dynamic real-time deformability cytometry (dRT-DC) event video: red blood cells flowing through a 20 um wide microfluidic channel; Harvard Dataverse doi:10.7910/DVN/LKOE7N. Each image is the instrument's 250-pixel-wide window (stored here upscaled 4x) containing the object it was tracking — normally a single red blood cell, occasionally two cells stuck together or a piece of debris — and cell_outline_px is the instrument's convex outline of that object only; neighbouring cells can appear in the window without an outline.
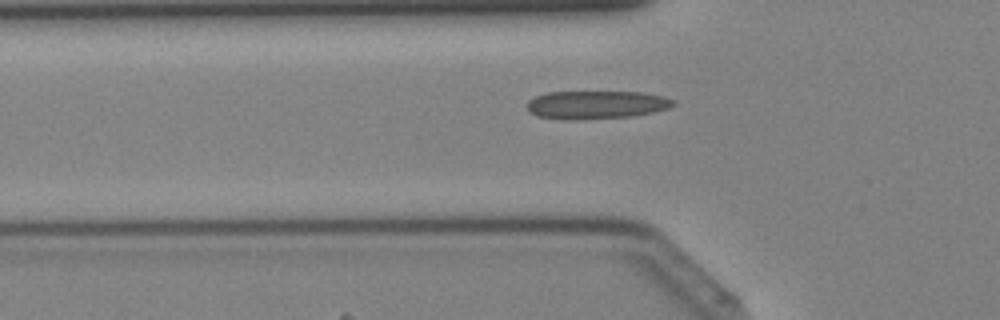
{"species": "Egyptian fruit bat (a non-hibernating species)", "species_latin": "Rousettus aegyptiacus", "temperature_condition": "cold", "stored_images_in_passage": 36, "camera_frame_rate_fps": 3000, "um_per_image_px": 0.085, "animal": {"sex": "female"}, "frame": {"image": 1, "passage_image": 8, "time_ms": 2.333, "image_size_px": [1000, 320], "cell_outline_px": [[676, 104], [668, 108], [652, 112], [632, 116], [576, 120], [564, 120], [536, 116], [528, 112], [528, 100], [536, 96], [548, 92], [644, 92], [664, 96], [676, 100]], "centroid_in_image_um": [50.68, 8.91], "position_along_channel_um": 75.1, "area_um2": 24.22}}
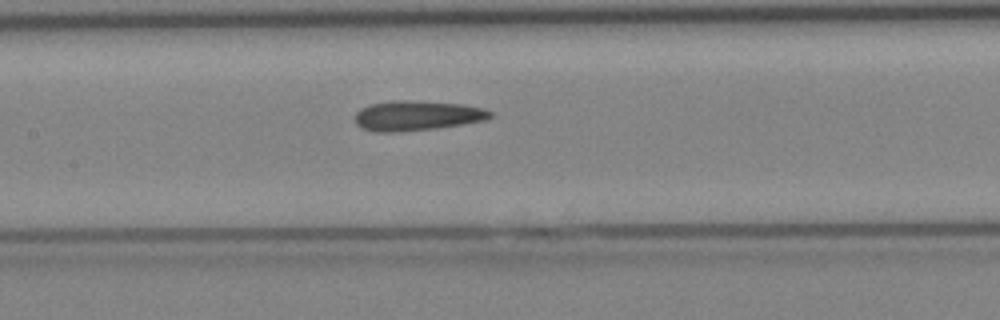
{"frame": {"image": 2, "passage_image": 14, "time_ms": 4.333, "image_size_px": [1000, 320], "cell_outline_px": [[492, 116], [488, 120], [464, 124], [436, 128], [396, 132], [372, 132], [360, 128], [356, 124], [356, 112], [360, 108], [368, 104], [392, 100], [404, 100], [464, 104], [484, 108], [492, 112]], "centroid_in_image_um": [35.43, 9.83], "position_along_channel_um": 172.0, "area_um2": 23.87}}
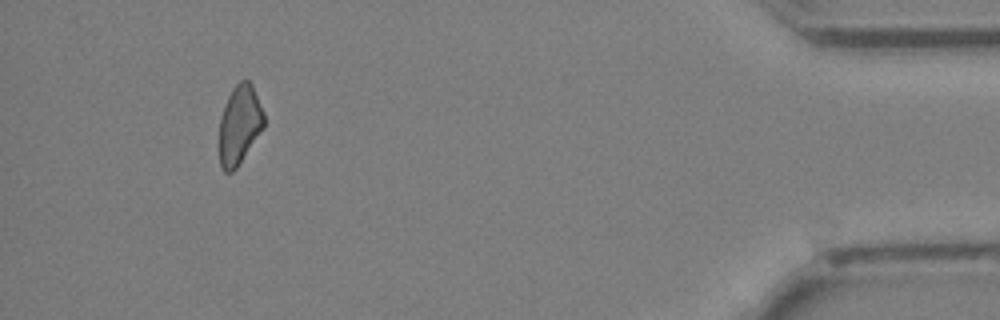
{"frame": {"image": 3, "passage_image": 33, "time_ms": 10.667, "image_size_px": [1000, 320], "cell_outline_px": [[264, 128], [236, 168], [232, 172], [224, 172], [220, 168], [220, 116], [228, 96], [232, 88], [240, 80], [248, 80], [252, 84], [264, 112]], "centroid_in_image_um": [20.36, 10.6], "position_along_channel_um": 414.8, "area_um2": 20.58}}